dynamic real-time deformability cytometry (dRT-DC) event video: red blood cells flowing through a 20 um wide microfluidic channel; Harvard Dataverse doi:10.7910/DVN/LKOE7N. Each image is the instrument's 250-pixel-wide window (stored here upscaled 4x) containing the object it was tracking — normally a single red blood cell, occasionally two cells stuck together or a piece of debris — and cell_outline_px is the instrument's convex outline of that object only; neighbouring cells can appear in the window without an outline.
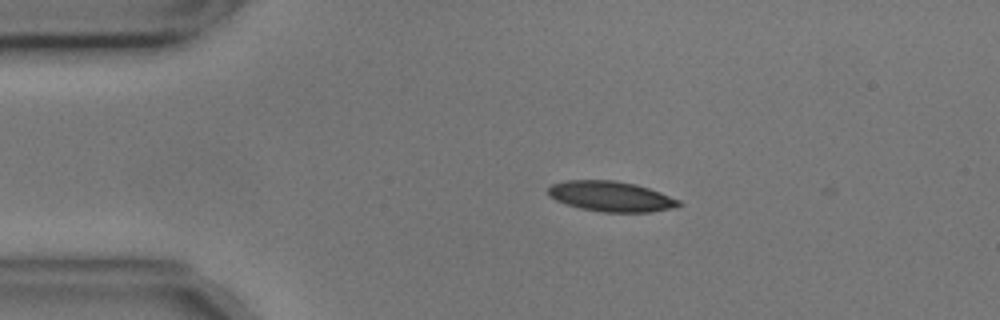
{"species": "common noctule bat (a hibernating species)", "species_latin": "Nyctalus noctula", "temperature_condition": "cold", "stored_images_in_passage": 41, "camera_frame_rate_fps": 3000, "um_per_image_px": 0.085, "animal": {"sex": "male", "body_mass_g": 17.9, "forearm_length_mm": 54.2}, "frame": {"image": 1, "passage_image": 1, "time_ms": 0.0, "image_size_px": [1000, 320], "cell_outline_px": [[684, 204], [676, 208], [648, 212], [604, 212], [580, 208], [556, 200], [548, 196], [548, 188], [552, 184], [568, 180], [616, 180], [636, 184], [660, 192], [680, 200]], "centroid_in_image_um": [51.97, 16.69], "position_along_channel_um": 33.0, "area_um2": 23.12}}
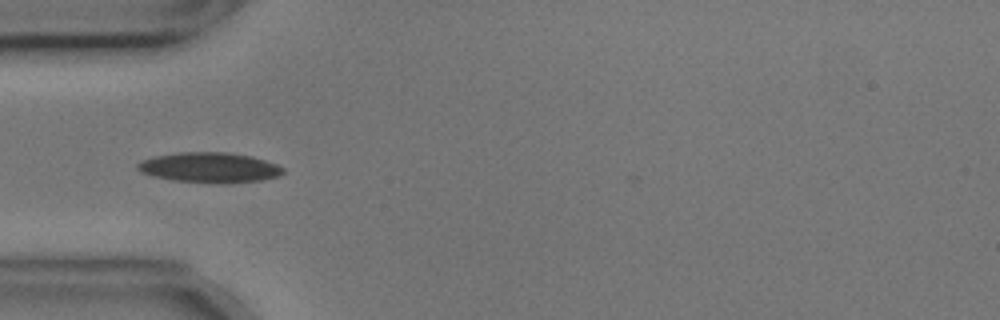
{"frame": {"image": 2, "passage_image": 7, "time_ms": 2.0, "image_size_px": [1000, 320], "cell_outline_px": [[284, 172], [276, 176], [260, 180], [224, 184], [216, 184], [172, 180], [140, 172], [136, 168], [136, 164], [144, 160], [156, 156], [180, 152], [224, 152], [252, 156], [276, 164], [284, 168]], "centroid_in_image_um": [17.81, 14.25], "position_along_channel_um": 67.2, "area_um2": 25.49}}
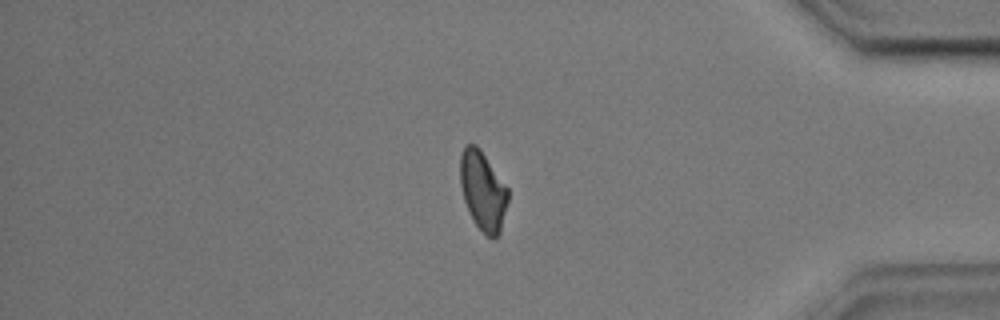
{"frame": {"image": 3, "passage_image": 37, "time_ms": 12.0, "image_size_px": [1000, 320], "cell_outline_px": [[508, 200], [500, 232], [492, 240], [472, 220], [464, 200], [460, 184], [460, 152], [464, 144], [476, 144], [480, 148], [508, 188]], "centroid_in_image_um": [41.03, 16.17], "position_along_channel_um": 394.2, "area_um2": 22.08}, "authors_computed_cell_mechanics": {"area_um2": 23.0622, "velocity_mm_per_s": 3.5675, "shape_relaxation_time_tau1_ms": 6.9968, "shape_relaxation_time_tau2_ms": 4.7126, "deformation_change_tau1": 0.1524, "deformation_change_tau2": 0.1094}}